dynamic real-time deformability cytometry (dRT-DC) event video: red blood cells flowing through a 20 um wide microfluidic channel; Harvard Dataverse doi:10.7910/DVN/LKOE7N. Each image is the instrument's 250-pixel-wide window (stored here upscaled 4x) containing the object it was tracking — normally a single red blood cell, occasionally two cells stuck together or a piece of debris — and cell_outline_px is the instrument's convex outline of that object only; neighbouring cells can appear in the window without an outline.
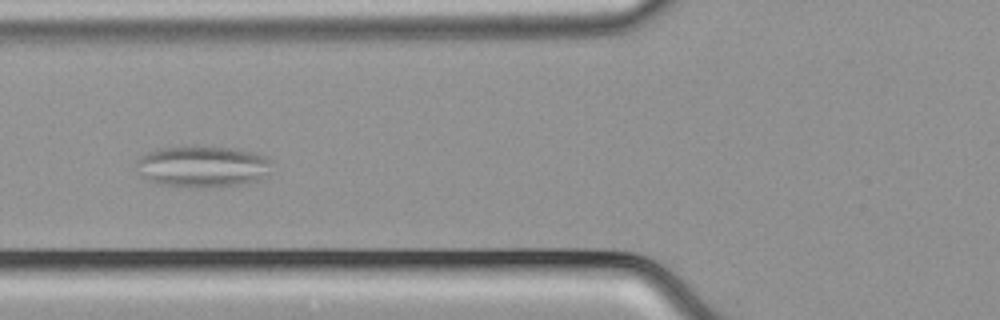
{"species": "common noctule bat (a hibernating species)", "species_latin": "Nyctalus noctula", "temperature_condition": "cold", "stored_images_in_passage": 47, "camera_frame_rate_fps": 3000, "um_per_image_px": 0.085, "animal": {"sex": "male", "body_mass_g": 21.5, "forearm_length_mm": 52.0}, "frame": {"image": 1, "passage_image": 14, "time_ms": 4.333, "image_size_px": [1000, 320], "cell_outline_px": [[272, 172], [260, 180], [240, 184], [212, 188], [192, 188], [160, 184], [148, 180], [140, 176], [136, 164], [136, 160], [140, 156], [148, 152], [160, 148], [196, 144], [232, 148], [256, 152], [268, 156], [272, 160]], "centroid_in_image_um": [17.27, 14.14], "position_along_channel_um": 108.5, "area_um2": 33.99}}